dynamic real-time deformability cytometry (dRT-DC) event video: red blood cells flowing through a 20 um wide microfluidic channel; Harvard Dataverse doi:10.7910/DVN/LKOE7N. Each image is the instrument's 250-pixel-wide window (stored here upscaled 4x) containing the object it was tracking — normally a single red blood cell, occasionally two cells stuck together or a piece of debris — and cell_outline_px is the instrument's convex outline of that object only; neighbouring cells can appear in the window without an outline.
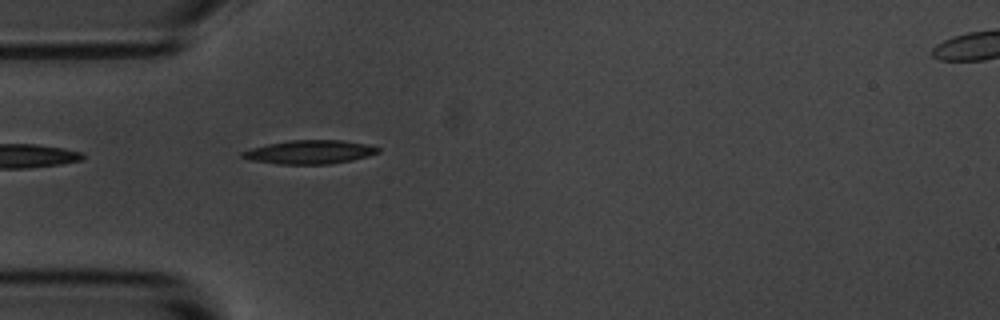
{"species": "common noctule bat (a hibernating species)", "species_latin": "Nyctalus noctula", "temperature_condition": "room temperature", "stored_images_in_passage": 2, "camera_frame_rate_fps": 3000, "um_per_image_px": 0.085, "animal": {"sex": "male", "body_mass_g": 20.1, "forearm_length_mm": 53.5}, "frame": {"image": 1, "passage_image": 1, "time_ms": 0.0, "image_size_px": [1000, 320], "cell_outline_px": [[380, 152], [368, 156], [352, 160], [328, 164], [276, 164], [252, 160], [240, 156], [240, 152], [252, 148], [268, 144], [292, 140], [340, 140], [364, 144], [380, 148]], "centroid_in_image_um": [26.31, 12.93], "position_along_channel_um": 58.7, "area_um2": 18.55}}